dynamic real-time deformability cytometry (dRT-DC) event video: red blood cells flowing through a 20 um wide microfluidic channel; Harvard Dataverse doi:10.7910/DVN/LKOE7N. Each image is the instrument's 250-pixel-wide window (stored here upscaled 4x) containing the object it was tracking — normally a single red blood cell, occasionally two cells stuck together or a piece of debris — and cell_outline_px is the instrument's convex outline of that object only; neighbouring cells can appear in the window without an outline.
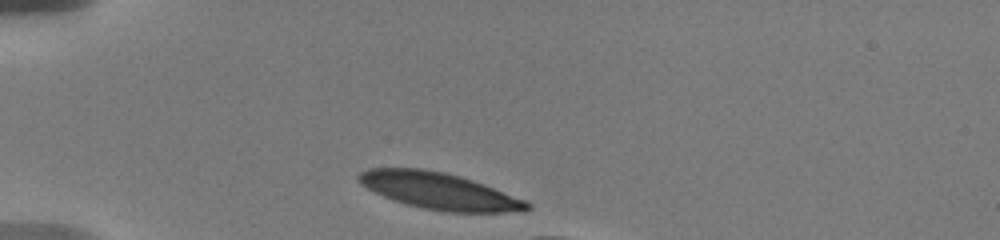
{"species": "human", "species_latin": "Homo sapiens", "temperature_condition": "warm", "stored_images_in_passage": 4, "segment_of_instrument_passage": [1, 2], "camera_frame_rate_fps": 3000, "um_per_image_px": 0.085, "donor": {"sex": "male"}, "frame": {"image": 1, "passage_image": 1, "time_ms": 0.0, "image_size_px": [1000, 240], "cell_outline_px": [[532, 208], [524, 212], [448, 212], [424, 208], [408, 204], [384, 196], [360, 184], [356, 176], [360, 172], [368, 168], [424, 168], [444, 172], [460, 176], [484, 184], [524, 200], [532, 204]], "centroid_in_image_um": [37.35, 16.23], "position_along_channel_um": 47.6, "area_um2": 35.72}}
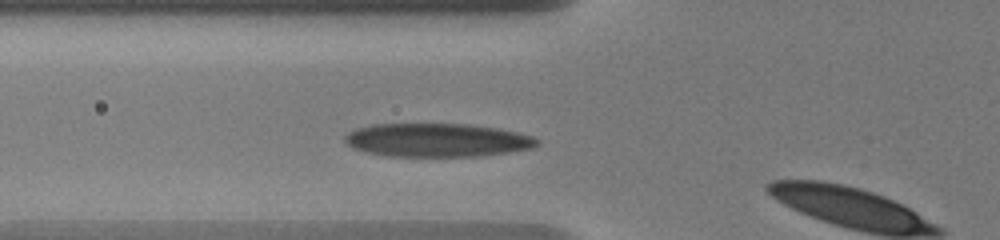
{"frame": {"image": 2, "passage_image": 3, "time_ms": 2.0, "image_size_px": [1000, 240], "cell_outline_px": [[540, 144], [532, 148], [508, 152], [480, 156], [388, 156], [368, 152], [352, 148], [344, 140], [344, 136], [348, 132], [356, 128], [372, 124], [468, 124], [496, 128], [516, 132], [532, 136], [540, 140]], "centroid_in_image_um": [37.15, 11.91], "position_along_channel_um": 88.7, "area_um2": 37.51}}